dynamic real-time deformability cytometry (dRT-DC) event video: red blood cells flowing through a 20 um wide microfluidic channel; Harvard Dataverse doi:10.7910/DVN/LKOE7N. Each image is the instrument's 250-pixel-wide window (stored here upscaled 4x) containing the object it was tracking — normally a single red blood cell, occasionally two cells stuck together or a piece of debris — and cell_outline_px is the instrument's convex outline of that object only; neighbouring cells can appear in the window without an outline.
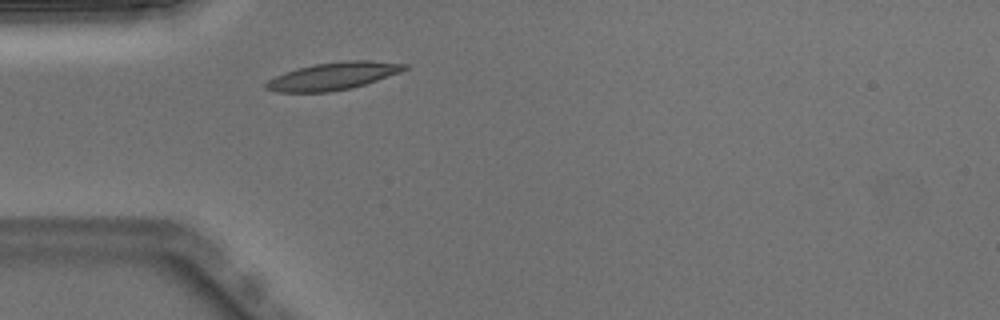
{"species": "Egyptian fruit bat (a non-hibernating species)", "species_latin": "Rousettus aegyptiacus", "temperature_condition": "warm", "stored_images_in_passage": 1, "camera_frame_rate_fps": 3000, "um_per_image_px": 0.085, "animal": {"sex": "male"}, "frame": {"image": 1, "passage_image": 1, "time_ms": 0.0, "image_size_px": [1000, 320], "cell_outline_px": [[408, 68], [400, 72], [352, 88], [328, 92], [276, 92], [264, 88], [264, 84], [268, 80], [276, 76], [296, 68], [316, 64], [348, 60], [368, 60], [408, 64]], "centroid_in_image_um": [28.29, 6.47], "position_along_channel_um": 56.7, "area_um2": 22.02}}